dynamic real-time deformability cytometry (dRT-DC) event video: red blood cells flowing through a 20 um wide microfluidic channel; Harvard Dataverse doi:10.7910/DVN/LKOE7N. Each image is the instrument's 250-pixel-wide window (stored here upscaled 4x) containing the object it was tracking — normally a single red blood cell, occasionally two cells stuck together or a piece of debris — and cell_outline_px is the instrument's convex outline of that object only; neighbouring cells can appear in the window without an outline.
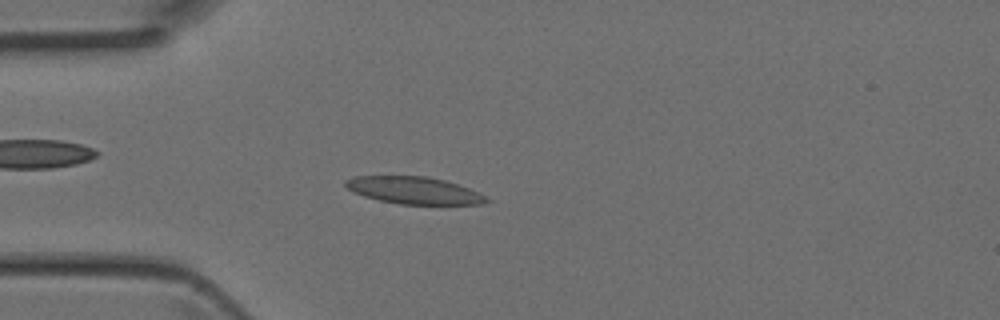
{"species": "Egyptian fruit bat (a non-hibernating species)", "species_latin": "Rousettus aegyptiacus", "temperature_condition": "room temperature", "stored_images_in_passage": 3, "camera_frame_rate_fps": 3000, "um_per_image_px": 0.085, "animal": {"sex": "female"}, "frame": {"image": 1, "passage_image": 3, "time_ms": 0.667, "image_size_px": [1000, 320], "cell_outline_px": [[492, 200], [484, 204], [400, 204], [380, 200], [364, 196], [352, 192], [344, 184], [344, 180], [352, 176], [428, 176], [444, 180], [468, 188]], "centroid_in_image_um": [35.15, 16.18], "position_along_channel_um": 49.8, "area_um2": 22.2}}